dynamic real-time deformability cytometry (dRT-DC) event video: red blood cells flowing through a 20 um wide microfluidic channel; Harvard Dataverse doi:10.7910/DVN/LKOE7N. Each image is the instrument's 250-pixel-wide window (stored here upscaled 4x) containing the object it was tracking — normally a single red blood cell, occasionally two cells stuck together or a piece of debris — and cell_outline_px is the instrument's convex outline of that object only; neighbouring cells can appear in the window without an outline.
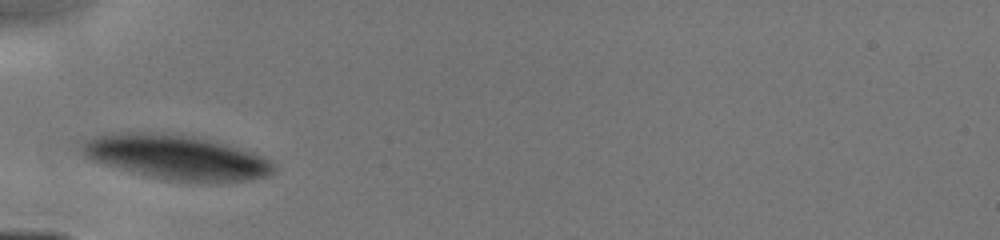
{"species": "human", "species_latin": "Homo sapiens", "temperature_condition": "cold", "stored_images_in_passage": 35, "camera_frame_rate_fps": 3000, "um_per_image_px": 0.085, "donor": {"sex": "male"}, "frame": {"image": 1, "passage_image": 2, "time_ms": 0.667, "image_size_px": [1000, 240], "cell_outline_px": [[276, 168], [268, 176], [244, 180], [168, 180], [148, 176], [88, 160], [80, 152], [80, 148], [84, 140], [92, 136], [104, 132], [164, 132], [192, 136], [228, 144], [264, 156], [276, 164]], "centroid_in_image_um": [14.9, 13.31], "position_along_channel_um": 70.1, "area_um2": 49.82}}
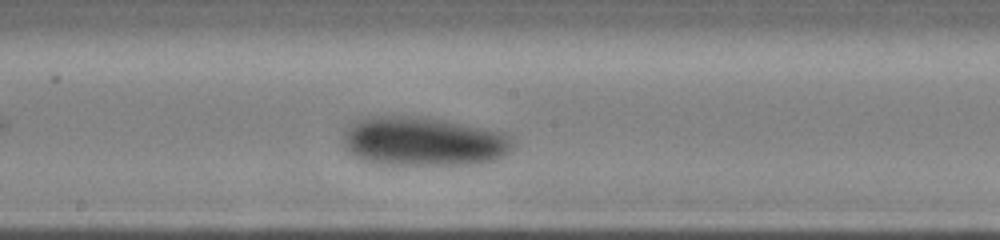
{"frame": {"image": 2, "passage_image": 14, "time_ms": 4.0, "image_size_px": [1000, 240], "cell_outline_px": [[516, 144], [504, 156], [492, 160], [472, 164], [380, 164], [364, 160], [348, 152], [344, 148], [344, 128], [348, 124], [364, 116], [420, 116], [444, 120], [504, 132]], "centroid_in_image_um": [35.95, 12.0], "position_along_channel_um": 212.3, "area_um2": 48.73}}
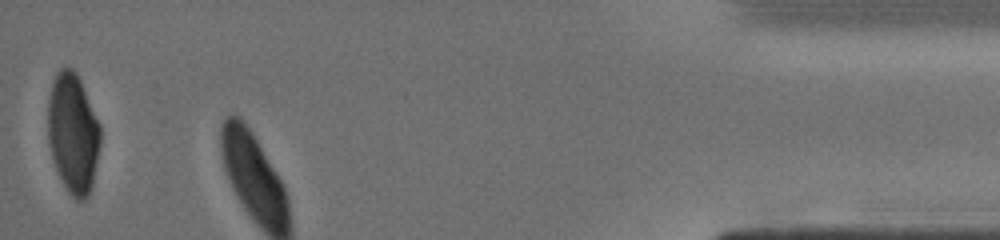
{"frame": {"image": 3, "passage_image": 34, "time_ms": 9.667, "image_size_px": [1000, 240], "cell_outline_px": [[100, 144], [92, 188], [88, 196], [84, 200], [76, 200], [68, 192], [52, 160], [48, 140], [48, 100], [52, 84], [56, 72], [60, 68], [72, 68], [76, 72], [80, 80], [100, 124]], "centroid_in_image_um": [6.21, 11.34], "position_along_channel_um": 429.0, "area_um2": 36.65}}